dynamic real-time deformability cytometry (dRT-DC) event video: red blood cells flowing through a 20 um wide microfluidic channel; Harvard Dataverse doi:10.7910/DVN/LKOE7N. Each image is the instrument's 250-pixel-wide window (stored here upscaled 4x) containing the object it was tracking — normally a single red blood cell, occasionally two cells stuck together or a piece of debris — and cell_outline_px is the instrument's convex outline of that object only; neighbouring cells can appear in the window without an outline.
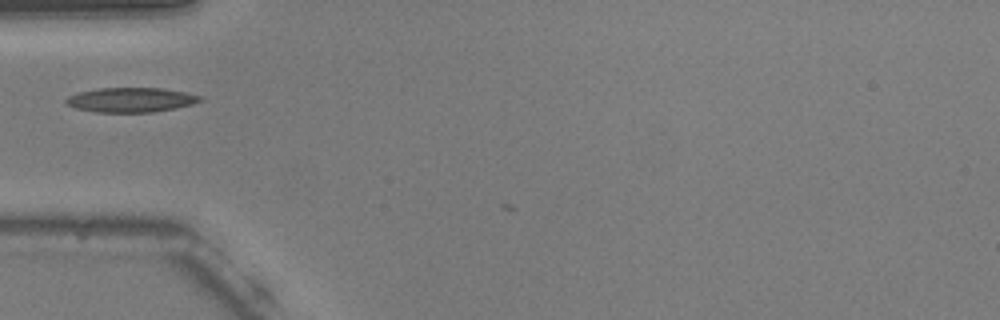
{"species": "common noctule bat (a hibernating species)", "species_latin": "Nyctalus noctula", "temperature_condition": "warm", "stored_images_in_passage": 18, "camera_frame_rate_fps": 3000, "um_per_image_px": 0.085, "animal": {"sex": "male", "body_mass_g": 20.5, "forearm_length_mm": 52.5}, "frame": {"image": 1, "passage_image": 2, "time_ms": 0.333, "image_size_px": [1000, 320], "cell_outline_px": [[204, 100], [192, 104], [176, 108], [156, 112], [96, 112], [76, 108], [64, 104], [64, 100], [68, 96], [80, 92], [100, 88], [160, 88], [184, 92], [200, 96]], "centroid_in_image_um": [11.11, 8.49], "position_along_channel_um": 73.9, "area_um2": 19.19}}
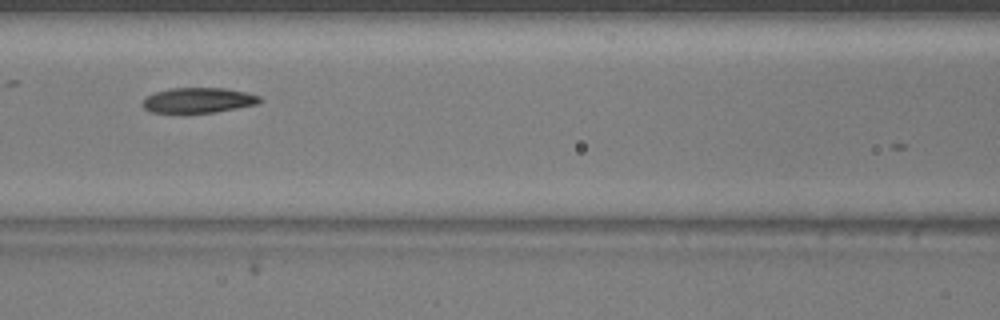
{"frame": {"image": 2, "passage_image": 8, "time_ms": 2.333, "image_size_px": [1000, 320], "cell_outline_px": [[264, 100], [260, 104], [212, 112], [152, 112], [144, 108], [144, 96], [156, 92], [172, 88], [224, 88], [244, 92], [260, 96]], "centroid_in_image_um": [16.9, 8.51], "position_along_channel_um": 149.7, "area_um2": 16.99}}
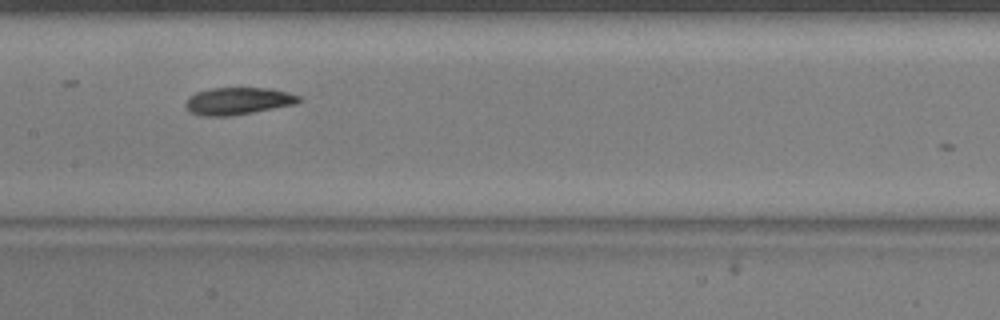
{"frame": {"image": 3, "passage_image": 11, "time_ms": 3.333, "image_size_px": [1000, 320], "cell_outline_px": [[300, 100], [296, 104], [232, 116], [200, 116], [188, 112], [184, 104], [188, 96], [196, 92], [212, 88], [272, 88], [288, 92], [300, 96]], "centroid_in_image_um": [20.19, 8.59], "position_along_channel_um": 187.2, "area_um2": 18.21}}